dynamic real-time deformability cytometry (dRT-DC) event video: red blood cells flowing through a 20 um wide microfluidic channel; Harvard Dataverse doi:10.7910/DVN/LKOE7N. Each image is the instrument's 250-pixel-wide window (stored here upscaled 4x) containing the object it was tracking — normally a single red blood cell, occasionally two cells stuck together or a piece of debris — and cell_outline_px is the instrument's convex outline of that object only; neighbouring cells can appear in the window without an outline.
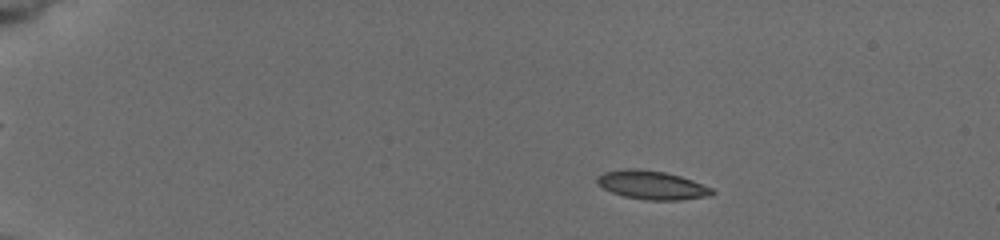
{"species": "common noctule bat (a hibernating species)", "species_latin": "Nyctalus noctula", "temperature_condition": "cold", "stored_images_in_passage": 16, "camera_frame_rate_fps": 3000, "um_per_image_px": 0.085, "animal": {"sex": "female", "body_mass_g": 19.5, "forearm_length_mm": 54.1}, "frame": {"image": 1, "passage_image": 6, "time_ms": 3.667, "image_size_px": [1000, 240], "cell_outline_px": [[716, 192], [712, 196], [680, 200], [648, 200], [624, 196], [612, 192], [596, 184], [596, 176], [604, 172], [624, 168], [640, 168], [664, 172], [680, 176], [692, 180], [712, 188]], "centroid_in_image_um": [55.41, 15.72], "position_along_channel_um": 29.6, "area_um2": 19.36}}
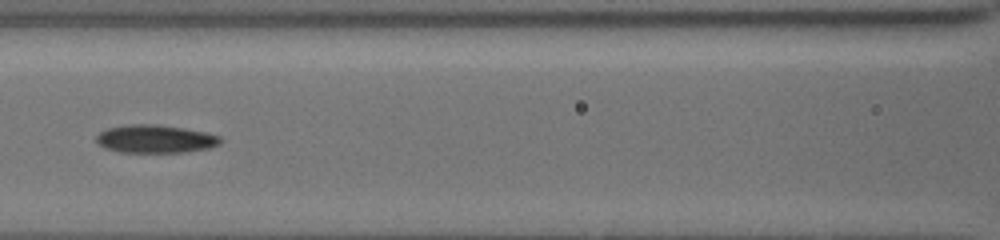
{"frame": {"image": 2, "passage_image": 13, "time_ms": 9.333, "image_size_px": [1000, 240], "cell_outline_px": [[220, 144], [212, 148], [184, 152], [120, 152], [104, 148], [96, 140], [96, 136], [100, 132], [108, 128], [132, 124], [156, 124], [184, 128], [204, 132], [220, 136]], "centroid_in_image_um": [13.22, 11.81], "position_along_channel_um": 153.4, "area_um2": 20.23}}
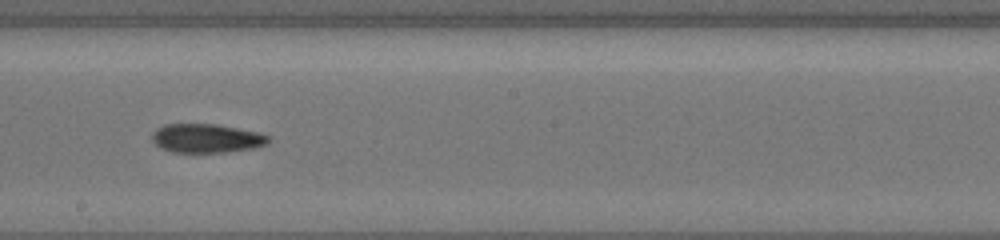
{"frame": {"image": 3, "passage_image": 15, "time_ms": 11.333, "image_size_px": [1000, 240], "cell_outline_px": [[272, 140], [268, 144], [256, 148], [224, 152], [172, 152], [160, 148], [152, 140], [152, 132], [156, 128], [164, 124], [216, 124], [260, 132], [272, 136]], "centroid_in_image_um": [17.61, 11.75], "position_along_channel_um": 230.6, "area_um2": 19.94}}